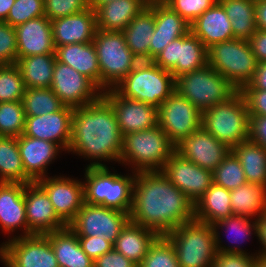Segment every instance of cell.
I'll list each match as a JSON object with an SVG mask.
<instances>
[{
  "instance_id": "6da1fadb",
  "label": "cell",
  "mask_w": 266,
  "mask_h": 267,
  "mask_svg": "<svg viewBox=\"0 0 266 267\" xmlns=\"http://www.w3.org/2000/svg\"><path fill=\"white\" fill-rule=\"evenodd\" d=\"M136 174L131 222L166 235L194 219V204L161 171Z\"/></svg>"
},
{
  "instance_id": "7a4b0ae2",
  "label": "cell",
  "mask_w": 266,
  "mask_h": 267,
  "mask_svg": "<svg viewBox=\"0 0 266 267\" xmlns=\"http://www.w3.org/2000/svg\"><path fill=\"white\" fill-rule=\"evenodd\" d=\"M123 135L113 107L101 96L74 108L68 151L91 159L120 160Z\"/></svg>"
},
{
  "instance_id": "3957f363",
  "label": "cell",
  "mask_w": 266,
  "mask_h": 267,
  "mask_svg": "<svg viewBox=\"0 0 266 267\" xmlns=\"http://www.w3.org/2000/svg\"><path fill=\"white\" fill-rule=\"evenodd\" d=\"M84 203L113 208L130 215L133 186L136 178L112 174L106 165L93 162L85 172Z\"/></svg>"
},
{
  "instance_id": "277c9868",
  "label": "cell",
  "mask_w": 266,
  "mask_h": 267,
  "mask_svg": "<svg viewBox=\"0 0 266 267\" xmlns=\"http://www.w3.org/2000/svg\"><path fill=\"white\" fill-rule=\"evenodd\" d=\"M174 152L175 145L156 125L124 135L119 161L133 163L137 173L161 171Z\"/></svg>"
},
{
  "instance_id": "5b68a950",
  "label": "cell",
  "mask_w": 266,
  "mask_h": 267,
  "mask_svg": "<svg viewBox=\"0 0 266 267\" xmlns=\"http://www.w3.org/2000/svg\"><path fill=\"white\" fill-rule=\"evenodd\" d=\"M113 89L122 97L159 107L175 91V78L153 61H140Z\"/></svg>"
},
{
  "instance_id": "8992f818",
  "label": "cell",
  "mask_w": 266,
  "mask_h": 267,
  "mask_svg": "<svg viewBox=\"0 0 266 267\" xmlns=\"http://www.w3.org/2000/svg\"><path fill=\"white\" fill-rule=\"evenodd\" d=\"M201 127L231 149L248 140L249 112L243 94L238 91L228 101L203 111Z\"/></svg>"
},
{
  "instance_id": "52a82bcc",
  "label": "cell",
  "mask_w": 266,
  "mask_h": 267,
  "mask_svg": "<svg viewBox=\"0 0 266 267\" xmlns=\"http://www.w3.org/2000/svg\"><path fill=\"white\" fill-rule=\"evenodd\" d=\"M173 244L180 267H211L217 248L212 225L193 219L165 235Z\"/></svg>"
},
{
  "instance_id": "ba28073f",
  "label": "cell",
  "mask_w": 266,
  "mask_h": 267,
  "mask_svg": "<svg viewBox=\"0 0 266 267\" xmlns=\"http://www.w3.org/2000/svg\"><path fill=\"white\" fill-rule=\"evenodd\" d=\"M175 91L201 112L228 101L238 90L208 64L175 78Z\"/></svg>"
},
{
  "instance_id": "9c48e42d",
  "label": "cell",
  "mask_w": 266,
  "mask_h": 267,
  "mask_svg": "<svg viewBox=\"0 0 266 267\" xmlns=\"http://www.w3.org/2000/svg\"><path fill=\"white\" fill-rule=\"evenodd\" d=\"M93 44L100 68V89L114 88L140 62L128 48L122 31L97 29ZM111 86V87H110Z\"/></svg>"
},
{
  "instance_id": "30bf717a",
  "label": "cell",
  "mask_w": 266,
  "mask_h": 267,
  "mask_svg": "<svg viewBox=\"0 0 266 267\" xmlns=\"http://www.w3.org/2000/svg\"><path fill=\"white\" fill-rule=\"evenodd\" d=\"M258 64L248 40L235 38L208 48V65L228 79L238 91L252 80Z\"/></svg>"
},
{
  "instance_id": "8fae6325",
  "label": "cell",
  "mask_w": 266,
  "mask_h": 267,
  "mask_svg": "<svg viewBox=\"0 0 266 267\" xmlns=\"http://www.w3.org/2000/svg\"><path fill=\"white\" fill-rule=\"evenodd\" d=\"M129 220L128 213L84 203L68 226L77 236H104L113 245Z\"/></svg>"
},
{
  "instance_id": "7c38bea8",
  "label": "cell",
  "mask_w": 266,
  "mask_h": 267,
  "mask_svg": "<svg viewBox=\"0 0 266 267\" xmlns=\"http://www.w3.org/2000/svg\"><path fill=\"white\" fill-rule=\"evenodd\" d=\"M176 78L208 64V49L191 31L170 42L153 60Z\"/></svg>"
},
{
  "instance_id": "4fadbf2b",
  "label": "cell",
  "mask_w": 266,
  "mask_h": 267,
  "mask_svg": "<svg viewBox=\"0 0 266 267\" xmlns=\"http://www.w3.org/2000/svg\"><path fill=\"white\" fill-rule=\"evenodd\" d=\"M202 112L174 91L158 107V125L176 146L201 127Z\"/></svg>"
},
{
  "instance_id": "5bb4252c",
  "label": "cell",
  "mask_w": 266,
  "mask_h": 267,
  "mask_svg": "<svg viewBox=\"0 0 266 267\" xmlns=\"http://www.w3.org/2000/svg\"><path fill=\"white\" fill-rule=\"evenodd\" d=\"M0 256L7 267H59L46 235L14 237L0 247Z\"/></svg>"
},
{
  "instance_id": "9a60e30c",
  "label": "cell",
  "mask_w": 266,
  "mask_h": 267,
  "mask_svg": "<svg viewBox=\"0 0 266 267\" xmlns=\"http://www.w3.org/2000/svg\"><path fill=\"white\" fill-rule=\"evenodd\" d=\"M50 88L65 106L73 108L94 103L102 96V91L89 78L57 60Z\"/></svg>"
},
{
  "instance_id": "2e32d148",
  "label": "cell",
  "mask_w": 266,
  "mask_h": 267,
  "mask_svg": "<svg viewBox=\"0 0 266 267\" xmlns=\"http://www.w3.org/2000/svg\"><path fill=\"white\" fill-rule=\"evenodd\" d=\"M161 172L186 197L195 204L198 199L213 184V174L210 170L201 168L183 158L176 151L163 166Z\"/></svg>"
},
{
  "instance_id": "e0dca14e",
  "label": "cell",
  "mask_w": 266,
  "mask_h": 267,
  "mask_svg": "<svg viewBox=\"0 0 266 267\" xmlns=\"http://www.w3.org/2000/svg\"><path fill=\"white\" fill-rule=\"evenodd\" d=\"M102 97L113 107L123 136L158 125V107L122 97L113 88Z\"/></svg>"
},
{
  "instance_id": "ac0fdd59",
  "label": "cell",
  "mask_w": 266,
  "mask_h": 267,
  "mask_svg": "<svg viewBox=\"0 0 266 267\" xmlns=\"http://www.w3.org/2000/svg\"><path fill=\"white\" fill-rule=\"evenodd\" d=\"M24 200L28 236L45 235L67 226L55 213L47 193L37 182L25 185Z\"/></svg>"
},
{
  "instance_id": "d6986e66",
  "label": "cell",
  "mask_w": 266,
  "mask_h": 267,
  "mask_svg": "<svg viewBox=\"0 0 266 267\" xmlns=\"http://www.w3.org/2000/svg\"><path fill=\"white\" fill-rule=\"evenodd\" d=\"M175 151L201 168L213 172L231 148L200 127L178 143Z\"/></svg>"
},
{
  "instance_id": "ffe728a7",
  "label": "cell",
  "mask_w": 266,
  "mask_h": 267,
  "mask_svg": "<svg viewBox=\"0 0 266 267\" xmlns=\"http://www.w3.org/2000/svg\"><path fill=\"white\" fill-rule=\"evenodd\" d=\"M74 108L63 106L59 111L39 116H26L23 135L52 141L68 150Z\"/></svg>"
},
{
  "instance_id": "44dd1931",
  "label": "cell",
  "mask_w": 266,
  "mask_h": 267,
  "mask_svg": "<svg viewBox=\"0 0 266 267\" xmlns=\"http://www.w3.org/2000/svg\"><path fill=\"white\" fill-rule=\"evenodd\" d=\"M47 193L58 217L68 225L84 204L83 183L64 177L36 181Z\"/></svg>"
},
{
  "instance_id": "7402d4cb",
  "label": "cell",
  "mask_w": 266,
  "mask_h": 267,
  "mask_svg": "<svg viewBox=\"0 0 266 267\" xmlns=\"http://www.w3.org/2000/svg\"><path fill=\"white\" fill-rule=\"evenodd\" d=\"M51 25L55 47L93 42L98 29L96 14L90 8L52 20Z\"/></svg>"
},
{
  "instance_id": "603a6c76",
  "label": "cell",
  "mask_w": 266,
  "mask_h": 267,
  "mask_svg": "<svg viewBox=\"0 0 266 267\" xmlns=\"http://www.w3.org/2000/svg\"><path fill=\"white\" fill-rule=\"evenodd\" d=\"M154 12L155 28L150 40L149 61L174 39L190 32V24L166 4L148 6Z\"/></svg>"
},
{
  "instance_id": "cb8c5ba5",
  "label": "cell",
  "mask_w": 266,
  "mask_h": 267,
  "mask_svg": "<svg viewBox=\"0 0 266 267\" xmlns=\"http://www.w3.org/2000/svg\"><path fill=\"white\" fill-rule=\"evenodd\" d=\"M17 59L22 57L55 53L51 21L38 17L15 27Z\"/></svg>"
},
{
  "instance_id": "d4e9b609",
  "label": "cell",
  "mask_w": 266,
  "mask_h": 267,
  "mask_svg": "<svg viewBox=\"0 0 266 267\" xmlns=\"http://www.w3.org/2000/svg\"><path fill=\"white\" fill-rule=\"evenodd\" d=\"M190 31L207 49L213 44L235 39L231 21L219 1L190 24Z\"/></svg>"
},
{
  "instance_id": "484cf974",
  "label": "cell",
  "mask_w": 266,
  "mask_h": 267,
  "mask_svg": "<svg viewBox=\"0 0 266 267\" xmlns=\"http://www.w3.org/2000/svg\"><path fill=\"white\" fill-rule=\"evenodd\" d=\"M17 144L26 176L32 181L44 178L45 169L57 155L60 146L52 141H45L21 135Z\"/></svg>"
},
{
  "instance_id": "4316f807",
  "label": "cell",
  "mask_w": 266,
  "mask_h": 267,
  "mask_svg": "<svg viewBox=\"0 0 266 267\" xmlns=\"http://www.w3.org/2000/svg\"><path fill=\"white\" fill-rule=\"evenodd\" d=\"M21 183H0V225L7 232L17 227L24 228V235L28 236V223L25 214L24 191Z\"/></svg>"
},
{
  "instance_id": "83f0119b",
  "label": "cell",
  "mask_w": 266,
  "mask_h": 267,
  "mask_svg": "<svg viewBox=\"0 0 266 267\" xmlns=\"http://www.w3.org/2000/svg\"><path fill=\"white\" fill-rule=\"evenodd\" d=\"M56 60L85 75L100 89V68L93 42L55 47Z\"/></svg>"
},
{
  "instance_id": "f1b7e54d",
  "label": "cell",
  "mask_w": 266,
  "mask_h": 267,
  "mask_svg": "<svg viewBox=\"0 0 266 267\" xmlns=\"http://www.w3.org/2000/svg\"><path fill=\"white\" fill-rule=\"evenodd\" d=\"M45 235L59 267H94V261L83 251L76 233L68 225Z\"/></svg>"
},
{
  "instance_id": "f546056e",
  "label": "cell",
  "mask_w": 266,
  "mask_h": 267,
  "mask_svg": "<svg viewBox=\"0 0 266 267\" xmlns=\"http://www.w3.org/2000/svg\"><path fill=\"white\" fill-rule=\"evenodd\" d=\"M158 236L154 230L129 220L115 240L113 248L139 266Z\"/></svg>"
},
{
  "instance_id": "4dcf8cb0",
  "label": "cell",
  "mask_w": 266,
  "mask_h": 267,
  "mask_svg": "<svg viewBox=\"0 0 266 267\" xmlns=\"http://www.w3.org/2000/svg\"><path fill=\"white\" fill-rule=\"evenodd\" d=\"M145 7L143 0H113L95 11L97 28L122 31Z\"/></svg>"
},
{
  "instance_id": "1f68e13d",
  "label": "cell",
  "mask_w": 266,
  "mask_h": 267,
  "mask_svg": "<svg viewBox=\"0 0 266 267\" xmlns=\"http://www.w3.org/2000/svg\"><path fill=\"white\" fill-rule=\"evenodd\" d=\"M231 215L230 190L215 183L194 204V219L209 225Z\"/></svg>"
},
{
  "instance_id": "d6a6232c",
  "label": "cell",
  "mask_w": 266,
  "mask_h": 267,
  "mask_svg": "<svg viewBox=\"0 0 266 267\" xmlns=\"http://www.w3.org/2000/svg\"><path fill=\"white\" fill-rule=\"evenodd\" d=\"M154 28V12L147 6L122 30L128 48L139 61H149Z\"/></svg>"
},
{
  "instance_id": "836d02e7",
  "label": "cell",
  "mask_w": 266,
  "mask_h": 267,
  "mask_svg": "<svg viewBox=\"0 0 266 267\" xmlns=\"http://www.w3.org/2000/svg\"><path fill=\"white\" fill-rule=\"evenodd\" d=\"M55 53L34 55L17 59L25 88H50L54 65Z\"/></svg>"
},
{
  "instance_id": "e575fe53",
  "label": "cell",
  "mask_w": 266,
  "mask_h": 267,
  "mask_svg": "<svg viewBox=\"0 0 266 267\" xmlns=\"http://www.w3.org/2000/svg\"><path fill=\"white\" fill-rule=\"evenodd\" d=\"M231 151L239 159L248 183L266 185V149L249 139Z\"/></svg>"
},
{
  "instance_id": "d590c367",
  "label": "cell",
  "mask_w": 266,
  "mask_h": 267,
  "mask_svg": "<svg viewBox=\"0 0 266 267\" xmlns=\"http://www.w3.org/2000/svg\"><path fill=\"white\" fill-rule=\"evenodd\" d=\"M231 21L233 35L248 40L257 31L255 0H218Z\"/></svg>"
},
{
  "instance_id": "8d00e7d4",
  "label": "cell",
  "mask_w": 266,
  "mask_h": 267,
  "mask_svg": "<svg viewBox=\"0 0 266 267\" xmlns=\"http://www.w3.org/2000/svg\"><path fill=\"white\" fill-rule=\"evenodd\" d=\"M233 215L252 217L266 210V185L246 183L230 190Z\"/></svg>"
},
{
  "instance_id": "74e56055",
  "label": "cell",
  "mask_w": 266,
  "mask_h": 267,
  "mask_svg": "<svg viewBox=\"0 0 266 267\" xmlns=\"http://www.w3.org/2000/svg\"><path fill=\"white\" fill-rule=\"evenodd\" d=\"M31 182L25 174L17 137L0 136V183Z\"/></svg>"
},
{
  "instance_id": "f35d334b",
  "label": "cell",
  "mask_w": 266,
  "mask_h": 267,
  "mask_svg": "<svg viewBox=\"0 0 266 267\" xmlns=\"http://www.w3.org/2000/svg\"><path fill=\"white\" fill-rule=\"evenodd\" d=\"M21 102L26 116L54 113L64 106L51 88H26Z\"/></svg>"
},
{
  "instance_id": "ab89813d",
  "label": "cell",
  "mask_w": 266,
  "mask_h": 267,
  "mask_svg": "<svg viewBox=\"0 0 266 267\" xmlns=\"http://www.w3.org/2000/svg\"><path fill=\"white\" fill-rule=\"evenodd\" d=\"M212 174L213 183L227 190L236 189L247 183L240 161L232 151L229 152Z\"/></svg>"
},
{
  "instance_id": "60d3db41",
  "label": "cell",
  "mask_w": 266,
  "mask_h": 267,
  "mask_svg": "<svg viewBox=\"0 0 266 267\" xmlns=\"http://www.w3.org/2000/svg\"><path fill=\"white\" fill-rule=\"evenodd\" d=\"M25 122L26 115L21 101L0 103V136H21Z\"/></svg>"
},
{
  "instance_id": "b9f144b4",
  "label": "cell",
  "mask_w": 266,
  "mask_h": 267,
  "mask_svg": "<svg viewBox=\"0 0 266 267\" xmlns=\"http://www.w3.org/2000/svg\"><path fill=\"white\" fill-rule=\"evenodd\" d=\"M138 267H180L174 246L165 235H159L150 245Z\"/></svg>"
},
{
  "instance_id": "7bdbcfd3",
  "label": "cell",
  "mask_w": 266,
  "mask_h": 267,
  "mask_svg": "<svg viewBox=\"0 0 266 267\" xmlns=\"http://www.w3.org/2000/svg\"><path fill=\"white\" fill-rule=\"evenodd\" d=\"M25 89L16 64L0 65V103L21 101Z\"/></svg>"
},
{
  "instance_id": "ee69618b",
  "label": "cell",
  "mask_w": 266,
  "mask_h": 267,
  "mask_svg": "<svg viewBox=\"0 0 266 267\" xmlns=\"http://www.w3.org/2000/svg\"><path fill=\"white\" fill-rule=\"evenodd\" d=\"M216 239L217 254L211 267H254L257 256H248L246 252L239 248H229L219 246L220 240L217 230H214Z\"/></svg>"
},
{
  "instance_id": "f6af8a7d",
  "label": "cell",
  "mask_w": 266,
  "mask_h": 267,
  "mask_svg": "<svg viewBox=\"0 0 266 267\" xmlns=\"http://www.w3.org/2000/svg\"><path fill=\"white\" fill-rule=\"evenodd\" d=\"M42 16H45L44 0H15L4 22L16 27Z\"/></svg>"
},
{
  "instance_id": "bcb514c9",
  "label": "cell",
  "mask_w": 266,
  "mask_h": 267,
  "mask_svg": "<svg viewBox=\"0 0 266 267\" xmlns=\"http://www.w3.org/2000/svg\"><path fill=\"white\" fill-rule=\"evenodd\" d=\"M218 0H168L165 4L191 24Z\"/></svg>"
},
{
  "instance_id": "7dc6e473",
  "label": "cell",
  "mask_w": 266,
  "mask_h": 267,
  "mask_svg": "<svg viewBox=\"0 0 266 267\" xmlns=\"http://www.w3.org/2000/svg\"><path fill=\"white\" fill-rule=\"evenodd\" d=\"M89 8L88 0H44L45 16L50 20L70 16Z\"/></svg>"
},
{
  "instance_id": "c3c4849f",
  "label": "cell",
  "mask_w": 266,
  "mask_h": 267,
  "mask_svg": "<svg viewBox=\"0 0 266 267\" xmlns=\"http://www.w3.org/2000/svg\"><path fill=\"white\" fill-rule=\"evenodd\" d=\"M17 40L15 27L0 21V65L16 64Z\"/></svg>"
},
{
  "instance_id": "681fc988",
  "label": "cell",
  "mask_w": 266,
  "mask_h": 267,
  "mask_svg": "<svg viewBox=\"0 0 266 267\" xmlns=\"http://www.w3.org/2000/svg\"><path fill=\"white\" fill-rule=\"evenodd\" d=\"M252 223L253 224L249 222L248 217L231 215L227 218L217 221L212 225V227L214 230H216L218 226H223L224 228H227L226 230L233 231L236 234V237L234 239V242H236L238 240L237 238H239L240 235H242V237H244V235L249 236L251 229H254V232L257 233V222L254 221Z\"/></svg>"
},
{
  "instance_id": "f907efd6",
  "label": "cell",
  "mask_w": 266,
  "mask_h": 267,
  "mask_svg": "<svg viewBox=\"0 0 266 267\" xmlns=\"http://www.w3.org/2000/svg\"><path fill=\"white\" fill-rule=\"evenodd\" d=\"M83 251L95 261L98 257L113 249V245L103 237L77 236Z\"/></svg>"
},
{
  "instance_id": "816d5d0a",
  "label": "cell",
  "mask_w": 266,
  "mask_h": 267,
  "mask_svg": "<svg viewBox=\"0 0 266 267\" xmlns=\"http://www.w3.org/2000/svg\"><path fill=\"white\" fill-rule=\"evenodd\" d=\"M243 94L249 116H266V90H240Z\"/></svg>"
},
{
  "instance_id": "f5cc1de1",
  "label": "cell",
  "mask_w": 266,
  "mask_h": 267,
  "mask_svg": "<svg viewBox=\"0 0 266 267\" xmlns=\"http://www.w3.org/2000/svg\"><path fill=\"white\" fill-rule=\"evenodd\" d=\"M94 267H138V265L113 248L98 257L94 261Z\"/></svg>"
},
{
  "instance_id": "db71d44e",
  "label": "cell",
  "mask_w": 266,
  "mask_h": 267,
  "mask_svg": "<svg viewBox=\"0 0 266 267\" xmlns=\"http://www.w3.org/2000/svg\"><path fill=\"white\" fill-rule=\"evenodd\" d=\"M249 140L266 149V116H249Z\"/></svg>"
},
{
  "instance_id": "11a10c76",
  "label": "cell",
  "mask_w": 266,
  "mask_h": 267,
  "mask_svg": "<svg viewBox=\"0 0 266 267\" xmlns=\"http://www.w3.org/2000/svg\"><path fill=\"white\" fill-rule=\"evenodd\" d=\"M248 42L257 61L266 62V31L257 29Z\"/></svg>"
},
{
  "instance_id": "9f6ffc18",
  "label": "cell",
  "mask_w": 266,
  "mask_h": 267,
  "mask_svg": "<svg viewBox=\"0 0 266 267\" xmlns=\"http://www.w3.org/2000/svg\"><path fill=\"white\" fill-rule=\"evenodd\" d=\"M241 90H266V62L258 64L252 80Z\"/></svg>"
},
{
  "instance_id": "6f0895ef",
  "label": "cell",
  "mask_w": 266,
  "mask_h": 267,
  "mask_svg": "<svg viewBox=\"0 0 266 267\" xmlns=\"http://www.w3.org/2000/svg\"><path fill=\"white\" fill-rule=\"evenodd\" d=\"M256 27L266 31V1L255 0Z\"/></svg>"
},
{
  "instance_id": "680465c9",
  "label": "cell",
  "mask_w": 266,
  "mask_h": 267,
  "mask_svg": "<svg viewBox=\"0 0 266 267\" xmlns=\"http://www.w3.org/2000/svg\"><path fill=\"white\" fill-rule=\"evenodd\" d=\"M15 0H0V21L4 22Z\"/></svg>"
},
{
  "instance_id": "91938a15",
  "label": "cell",
  "mask_w": 266,
  "mask_h": 267,
  "mask_svg": "<svg viewBox=\"0 0 266 267\" xmlns=\"http://www.w3.org/2000/svg\"><path fill=\"white\" fill-rule=\"evenodd\" d=\"M112 1L113 0H88V6L95 12L99 7Z\"/></svg>"
},
{
  "instance_id": "94428289",
  "label": "cell",
  "mask_w": 266,
  "mask_h": 267,
  "mask_svg": "<svg viewBox=\"0 0 266 267\" xmlns=\"http://www.w3.org/2000/svg\"><path fill=\"white\" fill-rule=\"evenodd\" d=\"M254 267H266V258L257 256Z\"/></svg>"
},
{
  "instance_id": "6125c7cd",
  "label": "cell",
  "mask_w": 266,
  "mask_h": 267,
  "mask_svg": "<svg viewBox=\"0 0 266 267\" xmlns=\"http://www.w3.org/2000/svg\"><path fill=\"white\" fill-rule=\"evenodd\" d=\"M144 3L149 6L152 4H165L168 0H143Z\"/></svg>"
}]
</instances>
